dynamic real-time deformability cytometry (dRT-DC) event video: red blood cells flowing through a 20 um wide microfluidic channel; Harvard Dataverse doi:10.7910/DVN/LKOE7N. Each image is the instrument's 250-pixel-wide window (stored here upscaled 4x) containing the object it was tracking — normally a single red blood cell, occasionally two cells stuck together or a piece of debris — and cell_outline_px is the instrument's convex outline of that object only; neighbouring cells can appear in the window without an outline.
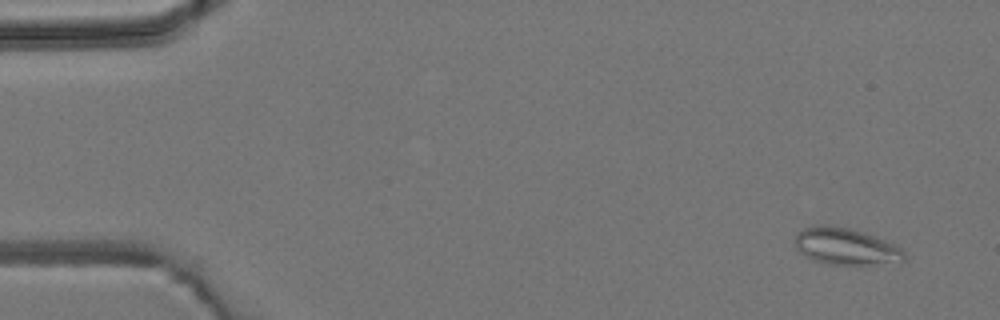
{"species": "common noctule bat (a hibernating species)", "species_latin": "Nyctalus noctula", "temperature_condition": "room temperature", "stored_images_in_passage": 4, "camera_frame_rate_fps": 3000, "um_per_image_px": 0.085, "animal": {"sex": "male", "body_mass_g": 19.2, "forearm_length_mm": 51.8}, "frame": {"image": 1, "passage_image": 1, "time_ms": 0.0, "image_size_px": [1000, 320], "cell_outline_px": [[904, 260], [868, 264], [828, 264], [816, 260], [800, 252], [796, 248], [796, 232], [804, 228], [816, 224], [824, 224], [848, 228], [864, 232], [876, 236], [900, 248], [904, 252]], "centroid_in_image_um": [71.84, 20.91], "position_along_channel_um": 13.2, "area_um2": 22.89}}
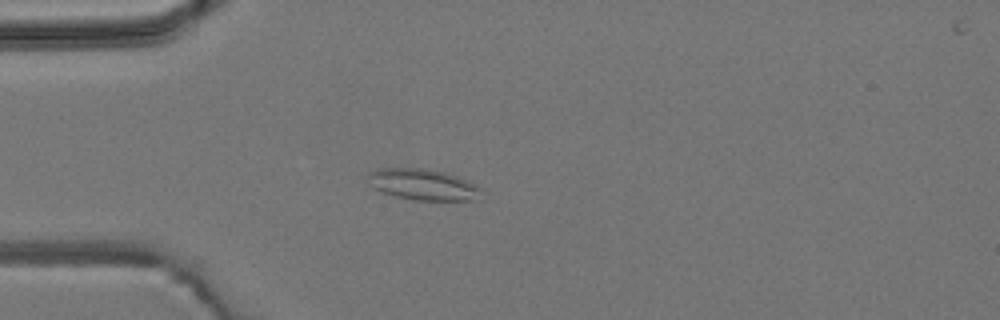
{"frame": {"image": 2, "passage_image": 4, "time_ms": 3.667, "image_size_px": [1000, 320], "cell_outline_px": [[480, 200], [412, 200], [396, 196], [384, 192], [376, 188], [364, 176], [368, 172], [376, 168], [424, 168], [444, 172], [468, 180], [476, 184], [480, 188]], "centroid_in_image_um": [35.95, 15.67], "position_along_channel_um": 49.0, "area_um2": 20.63}}